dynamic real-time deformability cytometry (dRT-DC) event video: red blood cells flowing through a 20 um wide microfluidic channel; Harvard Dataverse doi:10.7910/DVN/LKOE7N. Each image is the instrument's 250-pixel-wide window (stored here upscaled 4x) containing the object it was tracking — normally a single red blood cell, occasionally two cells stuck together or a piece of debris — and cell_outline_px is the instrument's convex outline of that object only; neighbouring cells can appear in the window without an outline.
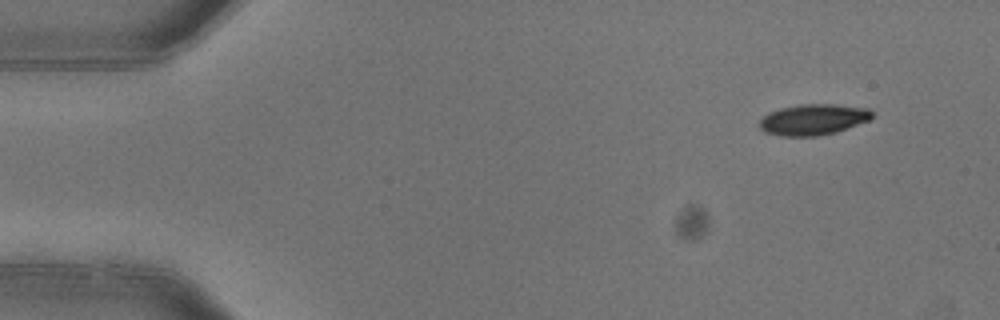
{"species": "common noctule bat (a hibernating species)", "species_latin": "Nyctalus noctula", "temperature_condition": "warm", "stored_images_in_passage": 4, "camera_frame_rate_fps": 3000, "um_per_image_px": 0.085, "animal": {"sex": "female"}, "frame": {"image": 1, "passage_image": 1, "time_ms": 0.0, "image_size_px": [1000, 320], "cell_outline_px": [[872, 116], [868, 120], [836, 132], [816, 136], [780, 136], [764, 132], [760, 128], [760, 120], [768, 112], [780, 108], [800, 104], [836, 104], [868, 108], [872, 112]], "centroid_in_image_um": [69.09, 10.15], "position_along_channel_um": 15.9, "area_um2": 20.23}}
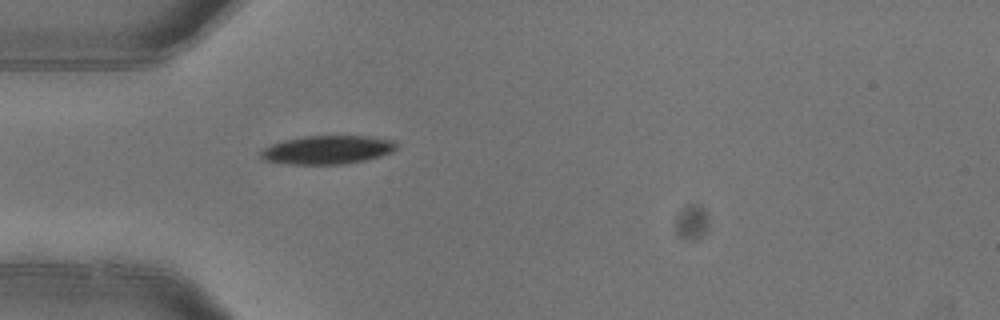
{"frame": {"image": 2, "passage_image": 4, "time_ms": 1.0, "image_size_px": [1000, 320], "cell_outline_px": [[396, 148], [392, 152], [380, 156], [364, 160], [344, 164], [284, 164], [264, 160], [260, 156], [260, 152], [264, 148], [272, 144], [304, 136], [368, 136], [396, 140]], "centroid_in_image_um": [27.85, 12.74], "position_along_channel_um": 57.2, "area_um2": 22.48}}